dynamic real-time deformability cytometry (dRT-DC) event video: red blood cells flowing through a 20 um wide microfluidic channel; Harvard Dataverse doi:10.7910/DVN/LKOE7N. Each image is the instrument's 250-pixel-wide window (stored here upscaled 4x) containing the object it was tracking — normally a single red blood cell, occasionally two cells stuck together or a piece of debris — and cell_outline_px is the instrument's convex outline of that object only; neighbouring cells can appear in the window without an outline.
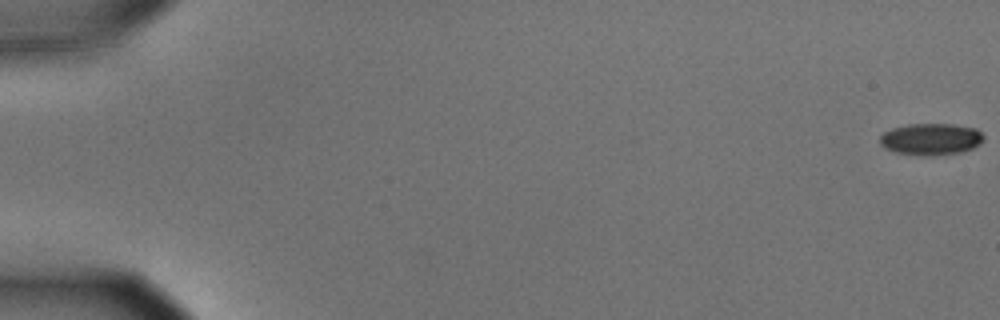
{"species": "common noctule bat (a hibernating species)", "species_latin": "Nyctalus noctula", "temperature_condition": "cold", "stored_images_in_passage": 12, "camera_frame_rate_fps": 3000, "um_per_image_px": 0.085, "animal": {"sex": "male", "body_mass_g": 15.6}, "frame": {"image": 1, "passage_image": 1, "time_ms": 0.0, "image_size_px": [1000, 320], "cell_outline_px": [[984, 140], [980, 144], [972, 148], [960, 152], [932, 156], [920, 156], [896, 152], [884, 148], [880, 144], [880, 136], [884, 132], [892, 128], [908, 124], [952, 124], [976, 128], [984, 136]], "centroid_in_image_um": [79.12, 11.83], "position_along_channel_um": 5.9, "area_um2": 19.31}}